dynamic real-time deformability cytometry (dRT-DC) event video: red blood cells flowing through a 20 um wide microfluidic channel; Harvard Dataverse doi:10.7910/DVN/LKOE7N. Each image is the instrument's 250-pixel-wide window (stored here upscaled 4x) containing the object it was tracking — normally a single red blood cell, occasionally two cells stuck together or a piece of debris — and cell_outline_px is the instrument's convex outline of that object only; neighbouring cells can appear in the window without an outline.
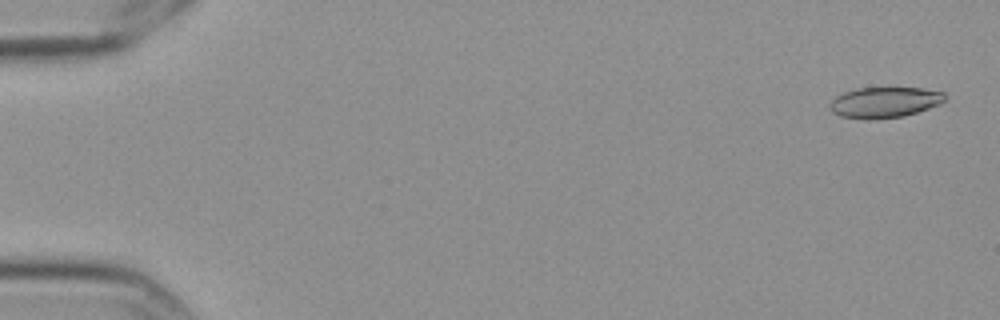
{"species": "Egyptian fruit bat (a non-hibernating species)", "species_latin": "Rousettus aegyptiacus", "temperature_condition": "cold", "stored_images_in_passage": 15, "camera_frame_rate_fps": 3000, "um_per_image_px": 0.085, "frame": {"image": 1, "passage_image": 2, "time_ms": 0.333, "image_size_px": [1000, 320], "cell_outline_px": [[944, 100], [940, 104], [904, 116], [868, 120], [864, 120], [840, 116], [832, 112], [828, 108], [828, 104], [836, 96], [844, 92], [856, 88], [920, 88], [944, 92]], "centroid_in_image_um": [75.12, 8.71], "position_along_channel_um": 9.9, "area_um2": 20.63}}